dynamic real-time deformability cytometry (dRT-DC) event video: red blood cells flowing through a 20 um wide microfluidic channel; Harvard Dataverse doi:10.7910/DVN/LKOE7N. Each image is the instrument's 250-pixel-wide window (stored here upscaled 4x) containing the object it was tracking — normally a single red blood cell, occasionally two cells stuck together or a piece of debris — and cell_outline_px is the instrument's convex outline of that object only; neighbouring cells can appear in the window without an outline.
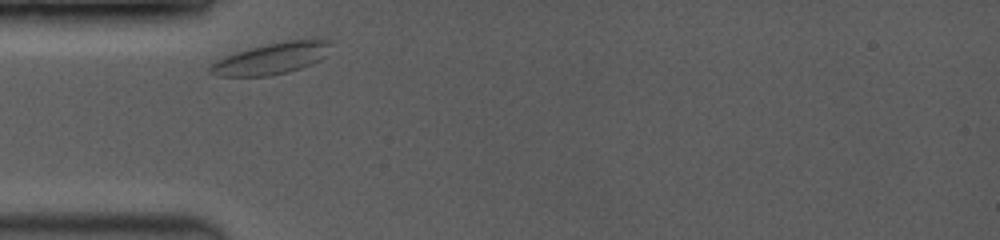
{"species": "common noctule bat (a hibernating species)", "species_latin": "Nyctalus noctula", "temperature_condition": "room temperature", "stored_images_in_passage": 16, "camera_frame_rate_fps": 3500, "um_per_image_px": 0.085, "animal": {"sex": "female", "body_mass_g": 19.0, "forearm_length_mm": 53.3}, "frame": {"image": 1, "passage_image": 1, "time_ms": 0.0, "image_size_px": [1000, 240], "cell_outline_px": [[332, 40], [324, 56], [320, 60], [312, 64], [300, 68], [268, 76], [220, 76], [208, 72], [208, 68], [216, 60], [236, 52], [284, 40], [312, 36]], "centroid_in_image_um": [23.14, 4.93], "position_along_channel_um": 61.9, "area_um2": 22.25}}
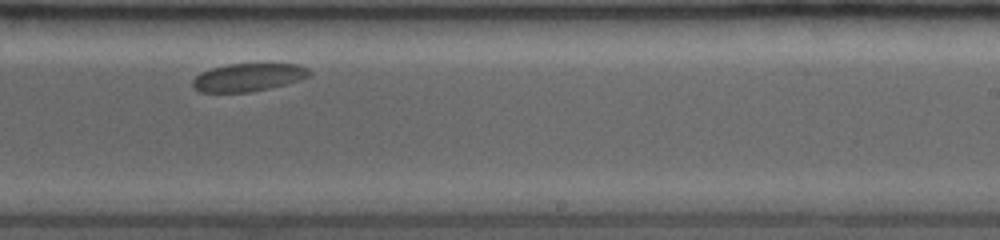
{"frame": {"image": 2, "passage_image": 10, "time_ms": 5.714, "image_size_px": [1000, 240], "cell_outline_px": [[312, 76], [300, 80], [268, 88], [248, 92], [200, 92], [192, 84], [192, 80], [200, 72], [212, 68], [228, 64], [300, 64], [308, 68], [312, 72]], "centroid_in_image_um": [21.13, 6.56], "position_along_channel_um": 267.9, "area_um2": 18.96}}
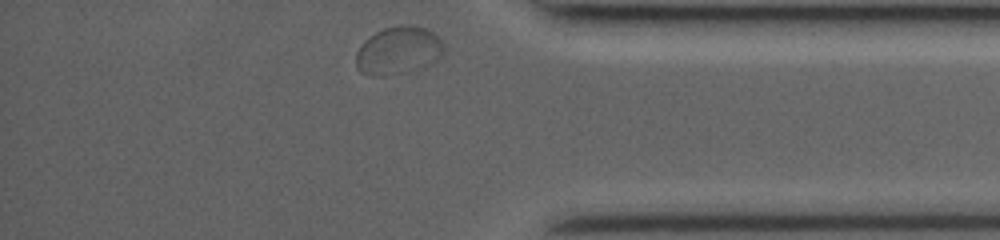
{"frame": {"image": 3, "passage_image": 16, "time_ms": 9.429, "image_size_px": [1000, 240], "cell_outline_px": [[444, 56], [436, 60], [404, 72], [384, 76], [372, 76], [360, 72], [356, 68], [356, 52], [364, 40], [376, 32], [384, 28], [400, 24], [408, 24], [424, 28], [432, 32], [444, 44]], "centroid_in_image_um": [33.83, 4.28], "position_along_channel_um": 401.4, "area_um2": 24.39}, "authors_computed_cell_mechanics": {"area_um2": 20.7502, "velocity_mm_per_s": 3.6565, "shape_relaxation_time_tau1_ms": 5.4833, "shape_relaxation_time_tau2_ms": null, "deformation_change_tau1": 0.0569, "deformation_change_tau2": null}}